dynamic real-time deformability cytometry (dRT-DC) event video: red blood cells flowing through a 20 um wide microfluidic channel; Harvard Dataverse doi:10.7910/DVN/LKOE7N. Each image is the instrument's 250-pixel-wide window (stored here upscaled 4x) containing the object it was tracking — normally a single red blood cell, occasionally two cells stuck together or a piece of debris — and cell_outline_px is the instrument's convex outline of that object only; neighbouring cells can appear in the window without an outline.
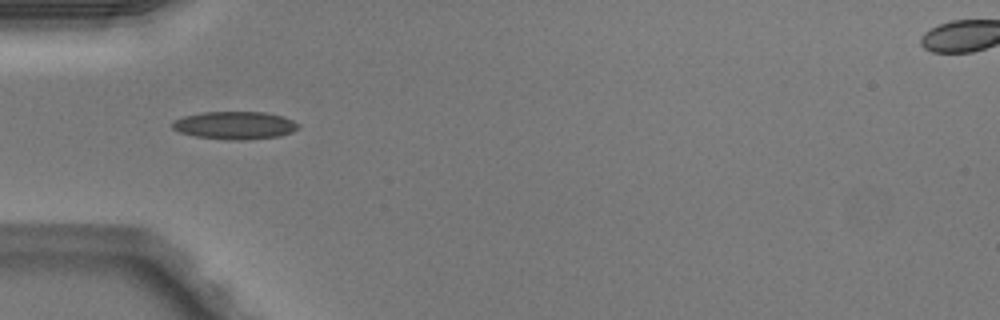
{"species": "Egyptian fruit bat (a non-hibernating species)", "species_latin": "Rousettus aegyptiacus", "temperature_condition": "warm", "stored_images_in_passage": 34, "camera_frame_rate_fps": 3000, "um_per_image_px": 0.085, "animal": {"sex": "male"}, "frame": {"image": 1, "passage_image": 1, "time_ms": 0.0, "image_size_px": [1000, 320], "cell_outline_px": [[300, 128], [292, 132], [280, 136], [244, 140], [228, 140], [196, 136], [180, 132], [172, 128], [172, 120], [184, 116], [200, 112], [264, 112], [284, 116], [300, 124]], "centroid_in_image_um": [19.98, 10.65], "position_along_channel_um": 65.0, "area_um2": 20.58}}
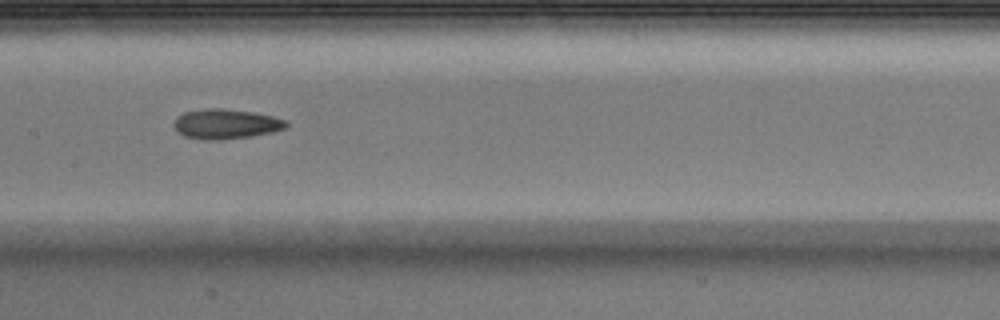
{"frame": {"image": 2, "passage_image": 10, "time_ms": 3.0, "image_size_px": [1000, 320], "cell_outline_px": [[288, 124], [284, 128], [272, 132], [248, 136], [216, 140], [204, 140], [184, 136], [176, 132], [172, 124], [176, 116], [184, 112], [204, 108], [224, 108], [252, 112], [272, 116], [288, 120]], "centroid_in_image_um": [19.13, 10.52], "position_along_channel_um": 188.3, "area_um2": 19.65}}
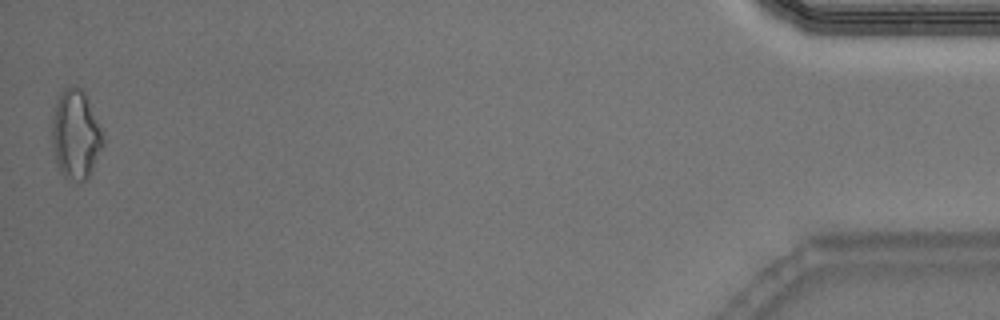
{"frame": {"image": 3, "passage_image": 34, "time_ms": 11.0, "image_size_px": [1000, 320], "cell_outline_px": [[104, 144], [88, 176], [84, 180], [76, 180], [64, 176], [60, 172], [56, 164], [52, 148], [52, 116], [60, 92], [64, 88], [72, 84], [76, 84], [84, 92], [88, 100], [104, 136]], "centroid_in_image_um": [6.41, 11.4], "position_along_channel_um": 428.8, "area_um2": 26.36}, "authors_computed_cell_mechanics": {"area_um2": 19.2185, "velocity_mm_per_s": 4.116, "shape_relaxation_time_tau1_ms": 6.0686, "shape_relaxation_time_tau2_ms": 3.964, "deformation_change_tau1": 0.17, "deformation_change_tau2": 0.1266}}